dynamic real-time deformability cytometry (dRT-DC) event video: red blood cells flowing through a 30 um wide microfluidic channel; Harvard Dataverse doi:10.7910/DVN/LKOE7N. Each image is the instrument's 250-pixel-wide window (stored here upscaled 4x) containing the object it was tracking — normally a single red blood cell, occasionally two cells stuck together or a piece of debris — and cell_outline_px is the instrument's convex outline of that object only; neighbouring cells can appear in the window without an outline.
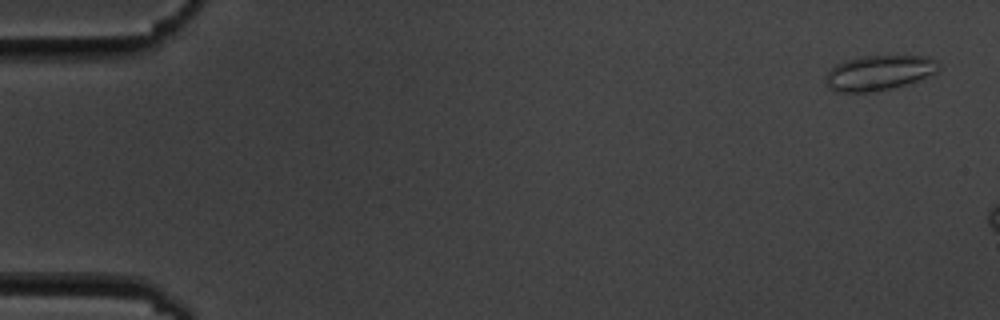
{"species": "common noctule bat (a hibernating species)", "species_latin": "Nyctalus noctula", "temperature_condition": "cold", "stored_images_in_passage": 5, "camera_frame_rate_fps": 3000, "um_per_image_px": 0.085, "animal": {"sex": "male", "body_mass_g": 19.5, "forearm_length_mm": 54.6}, "frame": {"image": 1, "passage_image": 1, "time_ms": 0.0, "image_size_px": [1000, 320], "cell_outline_px": [[940, 68], [936, 72], [928, 76], [908, 84], [876, 92], [832, 92], [828, 88], [824, 80], [824, 76], [836, 64], [844, 60], [860, 56], [924, 56], [936, 60], [940, 64]], "centroid_in_image_um": [74.67, 6.2], "position_along_channel_um": 10.3, "area_um2": 23.41}}